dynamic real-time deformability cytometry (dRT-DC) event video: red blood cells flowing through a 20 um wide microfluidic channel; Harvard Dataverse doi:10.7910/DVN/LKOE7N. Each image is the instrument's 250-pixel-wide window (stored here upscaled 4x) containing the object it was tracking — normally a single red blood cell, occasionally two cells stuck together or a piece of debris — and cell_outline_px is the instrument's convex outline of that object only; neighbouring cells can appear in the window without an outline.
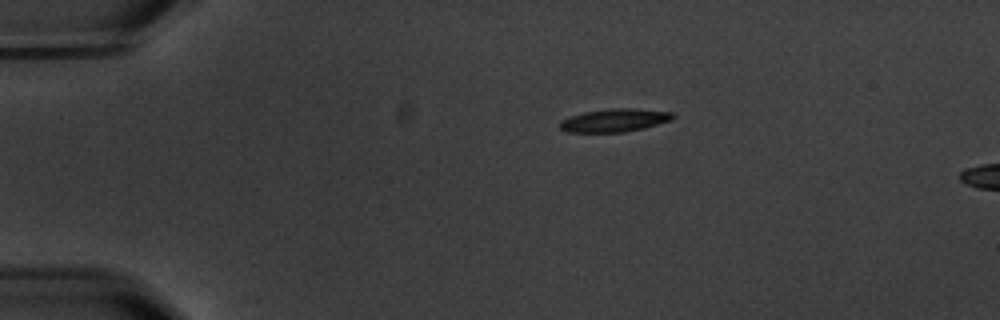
{"species": "common noctule bat (a hibernating species)", "species_latin": "Nyctalus noctula", "temperature_condition": "warm", "stored_images_in_passage": 2, "camera_frame_rate_fps": 3000, "um_per_image_px": 0.085, "animal": {"sex": "male", "body_mass_g": 20.1, "forearm_length_mm": 53.5}, "frame": {"image": 1, "passage_image": 1, "time_ms": 0.0, "image_size_px": [1000, 320], "cell_outline_px": [[676, 116], [672, 120], [644, 128], [624, 132], [568, 132], [560, 128], [560, 120], [584, 112], [612, 108], [632, 108], [672, 112]], "centroid_in_image_um": [52.27, 10.22], "position_along_channel_um": 32.7, "area_um2": 15.14}}